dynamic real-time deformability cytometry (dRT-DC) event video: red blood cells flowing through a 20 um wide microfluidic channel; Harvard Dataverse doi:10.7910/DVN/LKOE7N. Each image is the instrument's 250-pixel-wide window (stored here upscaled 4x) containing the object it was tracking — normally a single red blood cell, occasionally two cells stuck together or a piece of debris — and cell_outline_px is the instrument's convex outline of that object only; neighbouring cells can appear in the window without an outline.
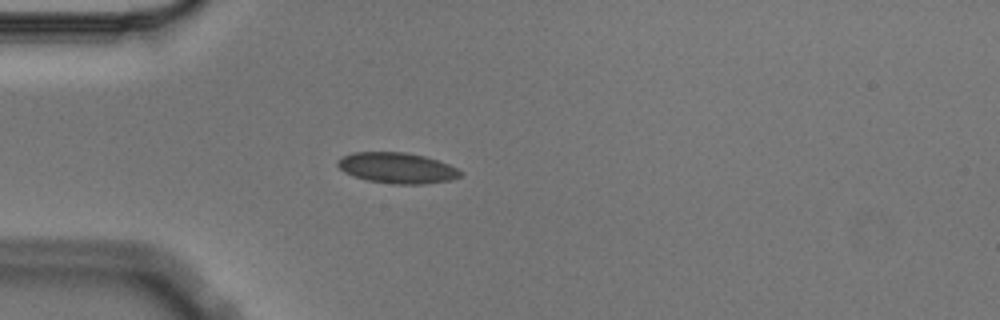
{"species": "Egyptian fruit bat (a non-hibernating species)", "species_latin": "Rousettus aegyptiacus", "temperature_condition": "cold", "stored_images_in_passage": 4, "camera_frame_rate_fps": 3000, "um_per_image_px": 0.085, "animal": {"sex": "male"}, "frame": {"image": 1, "passage_image": 4, "time_ms": 1.0, "image_size_px": [1000, 320], "cell_outline_px": [[464, 172], [460, 176], [452, 180], [424, 184], [392, 184], [368, 180], [344, 172], [336, 164], [336, 160], [340, 156], [352, 152], [404, 152], [424, 156], [448, 164]], "centroid_in_image_um": [33.73, 14.27], "position_along_channel_um": 51.3, "area_um2": 22.02}}